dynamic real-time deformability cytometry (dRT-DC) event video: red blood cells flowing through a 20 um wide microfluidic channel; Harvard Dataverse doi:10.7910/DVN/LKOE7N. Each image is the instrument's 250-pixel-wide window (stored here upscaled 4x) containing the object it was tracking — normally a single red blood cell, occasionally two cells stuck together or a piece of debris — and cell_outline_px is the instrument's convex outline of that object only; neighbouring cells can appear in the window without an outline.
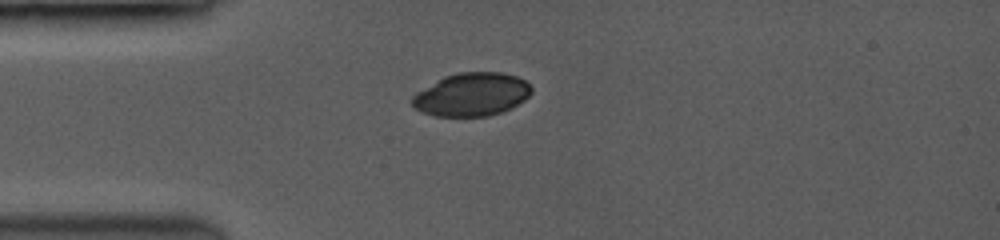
{"species": "common noctule bat (a hibernating species)", "species_latin": "Nyctalus noctula", "temperature_condition": "room temperature", "stored_images_in_passage": 13, "camera_frame_rate_fps": 3500, "um_per_image_px": 0.085, "animal": {"sex": "female", "body_mass_g": 19.0, "forearm_length_mm": 53.3}, "frame": {"image": 1, "passage_image": 1, "time_ms": 0.0, "image_size_px": [1000, 240], "cell_outline_px": [[532, 92], [524, 100], [512, 108], [488, 116], [432, 116], [416, 108], [412, 104], [412, 96], [416, 92], [444, 76], [460, 72], [500, 72], [516, 76], [524, 80], [532, 88]], "centroid_in_image_um": [40.1, 8.03], "position_along_channel_um": 44.9, "area_um2": 29.94}}
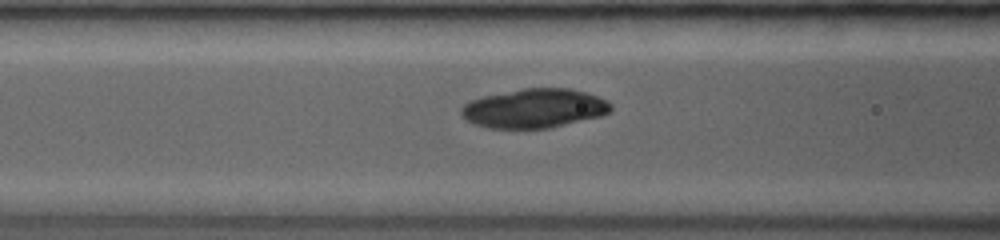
{"frame": {"image": 2, "passage_image": 8, "time_ms": 2.286, "image_size_px": [1000, 240], "cell_outline_px": [[612, 108], [608, 112], [600, 116], [552, 128], [488, 128], [476, 124], [468, 120], [460, 112], [464, 104], [472, 100], [484, 96], [524, 88], [568, 88], [584, 92], [596, 96], [612, 104]], "centroid_in_image_um": [45.43, 9.21], "position_along_channel_um": 121.2, "area_um2": 33.76}}
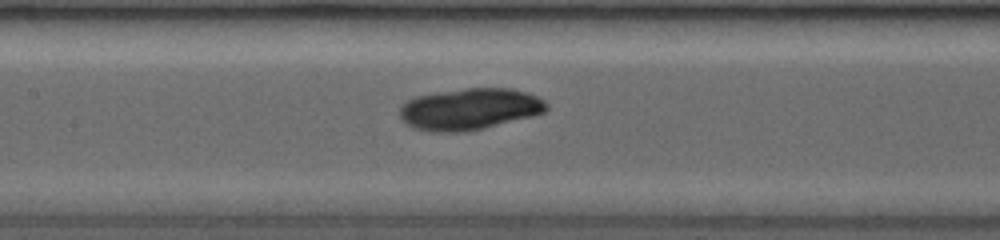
{"frame": {"image": 3, "passage_image": 12, "time_ms": 3.429, "image_size_px": [1000, 240], "cell_outline_px": [[548, 108], [544, 112], [484, 128], [468, 132], [436, 132], [416, 128], [408, 124], [400, 116], [400, 108], [408, 100], [416, 96], [468, 88], [512, 88], [536, 96], [544, 100], [548, 104]], "centroid_in_image_um": [39.93, 9.27], "position_along_channel_um": 167.5, "area_um2": 34.97}}